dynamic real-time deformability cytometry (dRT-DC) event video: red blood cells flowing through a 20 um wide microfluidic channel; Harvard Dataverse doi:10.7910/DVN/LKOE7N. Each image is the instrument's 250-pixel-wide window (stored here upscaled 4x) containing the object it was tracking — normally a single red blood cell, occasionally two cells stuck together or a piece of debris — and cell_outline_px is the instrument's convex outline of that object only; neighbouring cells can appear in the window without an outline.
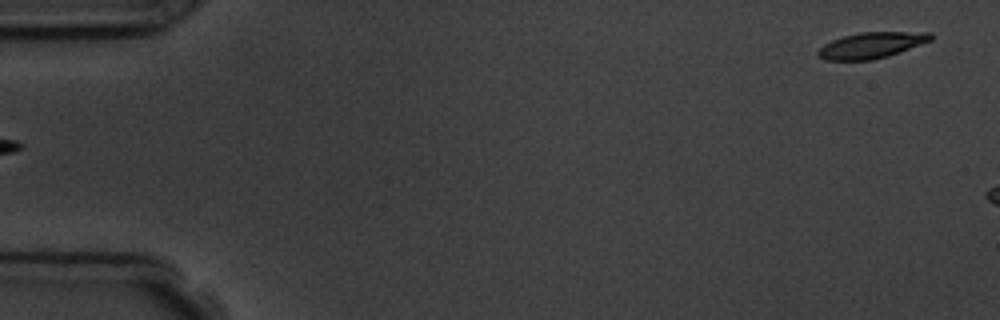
{"species": "common noctule bat (a hibernating species)", "species_latin": "Nyctalus noctula", "temperature_condition": "room temperature", "stored_images_in_passage": 6, "segment_of_instrument_passage": [2, 2], "camera_frame_rate_fps": 3000, "um_per_image_px": 0.085, "animal": {"sex": "male", "body_mass_g": 19.5, "forearm_length_mm": 54.6}, "frame": {"image": 1, "passage_image": 6, "time_ms": 5.667, "image_size_px": [1000, 320], "cell_outline_px": [[932, 40], [888, 56], [872, 60], [824, 60], [816, 56], [816, 52], [824, 44], [832, 40], [844, 36], [860, 32], [932, 32]], "centroid_in_image_um": [74.04, 3.85], "position_along_channel_um": 11.0, "area_um2": 17.05}}